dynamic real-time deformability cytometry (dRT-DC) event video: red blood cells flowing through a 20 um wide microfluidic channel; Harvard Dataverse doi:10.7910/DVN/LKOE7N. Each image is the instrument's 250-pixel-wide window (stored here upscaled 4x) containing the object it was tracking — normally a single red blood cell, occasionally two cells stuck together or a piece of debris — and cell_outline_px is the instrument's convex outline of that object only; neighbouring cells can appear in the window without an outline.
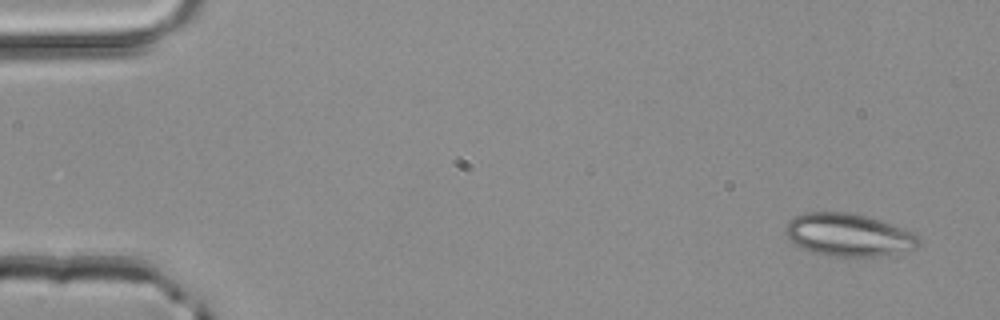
{"species": "common noctule bat (a hibernating species)", "species_latin": "Nyctalus noctula", "temperature_condition": "room temperature", "stored_images_in_passage": 4, "camera_frame_rate_fps": 3000, "um_per_image_px": 0.085, "animal": {"sex": "male", "body_mass_g": 20.4}, "frame": {"image": 1, "passage_image": 1, "time_ms": 0.0, "image_size_px": [1000, 320], "cell_outline_px": [[920, 244], [916, 248], [876, 256], [836, 256], [812, 252], [796, 244], [784, 232], [784, 228], [788, 220], [804, 212], [848, 212], [868, 216], [916, 232], [920, 240]], "centroid_in_image_um": [72.14, 19.94], "position_along_channel_um": 12.9, "area_um2": 33.0}}